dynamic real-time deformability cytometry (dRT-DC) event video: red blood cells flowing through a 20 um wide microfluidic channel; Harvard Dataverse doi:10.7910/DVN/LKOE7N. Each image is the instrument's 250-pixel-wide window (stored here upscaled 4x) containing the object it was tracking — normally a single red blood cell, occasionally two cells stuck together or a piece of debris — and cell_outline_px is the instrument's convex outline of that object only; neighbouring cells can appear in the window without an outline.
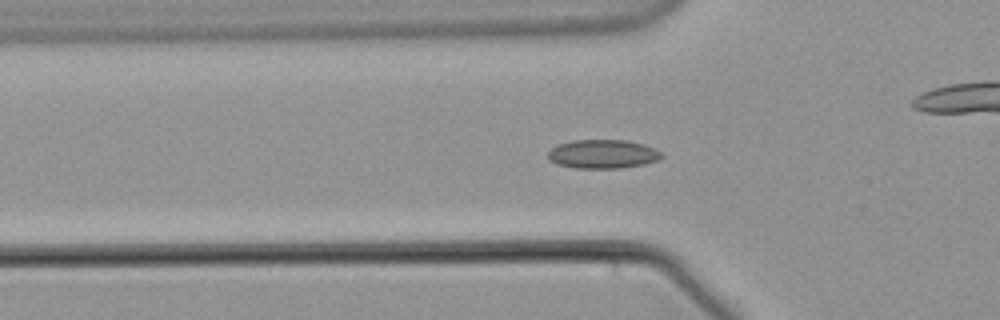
{"species": "common noctule bat (a hibernating species)", "species_latin": "Nyctalus noctula", "temperature_condition": "warm", "stored_images_in_passage": 43, "camera_frame_rate_fps": 3000, "um_per_image_px": 0.085, "animal": {"sex": "male", "body_mass_g": 21.5, "forearm_length_mm": 52.0}, "frame": {"image": 1, "passage_image": 4, "time_ms": 1.0, "image_size_px": [1000, 320], "cell_outline_px": [[664, 156], [656, 160], [644, 164], [620, 168], [576, 168], [556, 164], [548, 160], [548, 152], [556, 144], [572, 140], [624, 140], [644, 144], [660, 152]], "centroid_in_image_um": [51.18, 13.09], "position_along_channel_um": 74.6, "area_um2": 19.07}}
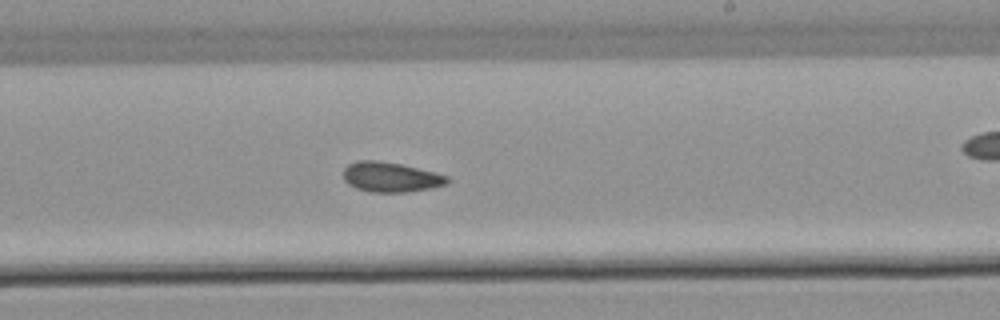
{"frame": {"image": 2, "passage_image": 19, "time_ms": 6.0, "image_size_px": [1000, 320], "cell_outline_px": [[452, 180], [448, 184], [432, 188], [408, 192], [372, 192], [356, 188], [348, 184], [344, 180], [344, 168], [348, 164], [356, 160], [376, 160], [400, 164], [436, 172], [448, 176]], "centroid_in_image_um": [33.24, 15.05], "position_along_channel_um": 255.8, "area_um2": 18.32}}
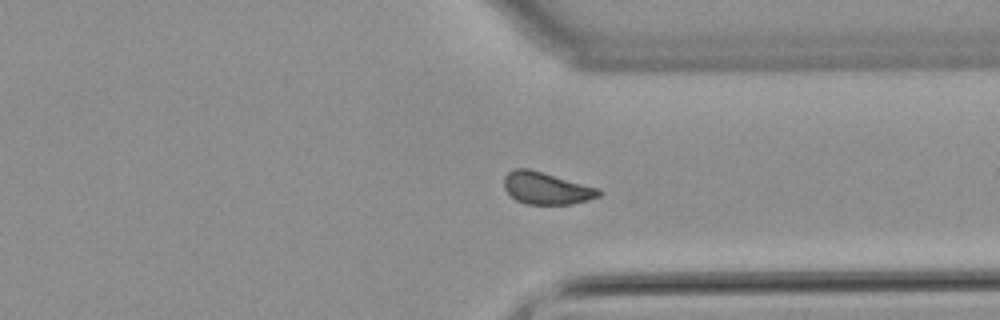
{"frame": {"image": 3, "passage_image": 28, "time_ms": 9.0, "image_size_px": [1000, 320], "cell_outline_px": [[600, 196], [588, 200], [572, 204], [528, 204], [516, 200], [504, 188], [504, 176], [508, 172], [516, 168], [528, 168], [600, 188]], "centroid_in_image_um": [46.45, 15.99], "position_along_channel_um": 365.0, "area_um2": 17.69}}